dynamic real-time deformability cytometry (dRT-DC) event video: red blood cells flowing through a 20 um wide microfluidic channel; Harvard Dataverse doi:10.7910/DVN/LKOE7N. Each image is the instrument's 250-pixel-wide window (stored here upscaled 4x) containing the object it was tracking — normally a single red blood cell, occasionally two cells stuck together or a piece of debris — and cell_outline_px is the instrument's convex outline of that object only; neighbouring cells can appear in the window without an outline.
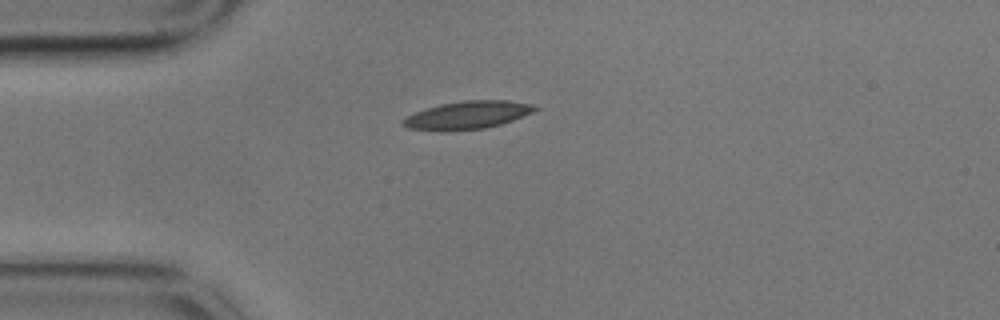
{"species": "common noctule bat (a hibernating species)", "species_latin": "Nyctalus noctula", "temperature_condition": "cold", "stored_images_in_passage": 8, "camera_frame_rate_fps": 3000, "um_per_image_px": 0.085, "animal": {"sex": "male", "body_mass_g": 17.9}, "frame": {"image": 1, "passage_image": 1, "time_ms": 0.0, "image_size_px": [1000, 320], "cell_outline_px": [[540, 108], [532, 112], [512, 120], [500, 124], [484, 128], [448, 132], [440, 132], [408, 128], [400, 124], [400, 120], [416, 112], [440, 104], [464, 100], [508, 100], [532, 104]], "centroid_in_image_um": [39.69, 9.8], "position_along_channel_um": 45.3, "area_um2": 21.62}}
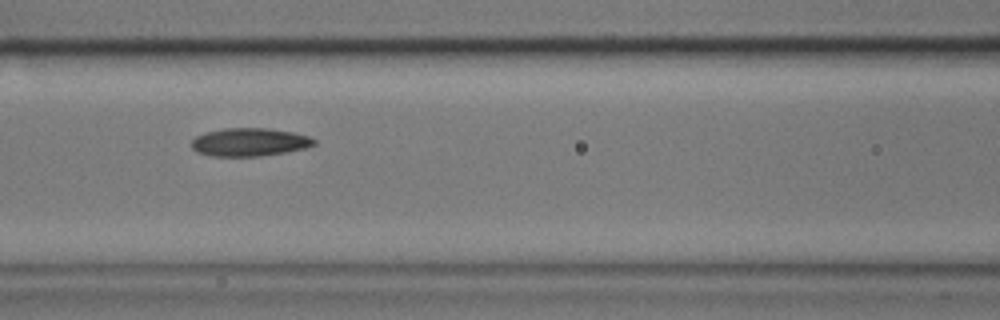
{"frame": {"image": 2, "passage_image": 4, "time_ms": 1.0, "image_size_px": [1000, 320], "cell_outline_px": [[316, 144], [304, 148], [284, 152], [260, 156], [208, 156], [196, 152], [192, 148], [192, 140], [196, 136], [204, 132], [224, 128], [268, 128], [292, 132], [308, 136], [316, 140]], "centroid_in_image_um": [21.17, 12.08], "position_along_channel_um": 145.4, "area_um2": 20.11}}
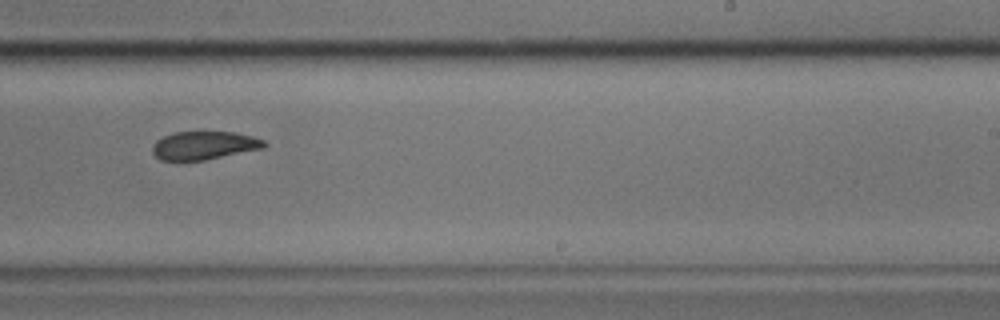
{"frame": {"image": 3, "passage_image": 7, "time_ms": 2.0, "image_size_px": [1000, 320], "cell_outline_px": [[268, 144], [264, 148], [204, 160], [160, 160], [152, 152], [152, 148], [156, 140], [172, 132], [232, 132], [252, 136], [264, 140]], "centroid_in_image_um": [17.35, 12.36], "position_along_channel_um": 271.7, "area_um2": 18.32}}